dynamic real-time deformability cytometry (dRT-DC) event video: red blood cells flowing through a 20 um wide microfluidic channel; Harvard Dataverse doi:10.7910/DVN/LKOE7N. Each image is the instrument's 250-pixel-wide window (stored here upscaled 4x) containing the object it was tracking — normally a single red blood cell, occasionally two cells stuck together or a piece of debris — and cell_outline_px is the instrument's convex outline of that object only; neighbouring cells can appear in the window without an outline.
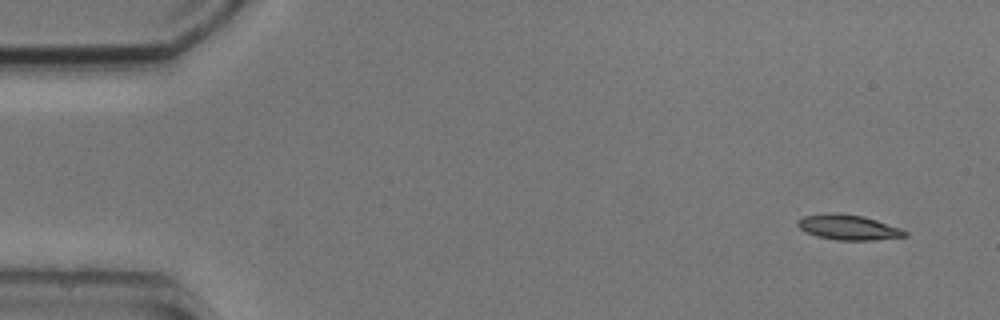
{"species": "common noctule bat (a hibernating species)", "species_latin": "Nyctalus noctula", "temperature_condition": "cold", "stored_images_in_passage": 5, "camera_frame_rate_fps": 3000, "um_per_image_px": 0.085, "animal": {"sex": "male", "body_mass_g": 20.5, "forearm_length_mm": 52.5}, "frame": {"image": 1, "passage_image": 1, "time_ms": 0.0, "image_size_px": [1000, 320], "cell_outline_px": [[908, 236], [872, 240], [836, 240], [816, 236], [804, 232], [796, 224], [796, 220], [804, 216], [828, 212], [840, 212], [864, 216], [900, 228], [908, 232]], "centroid_in_image_um": [72.06, 19.31], "position_along_channel_um": 12.9, "area_um2": 15.95}}
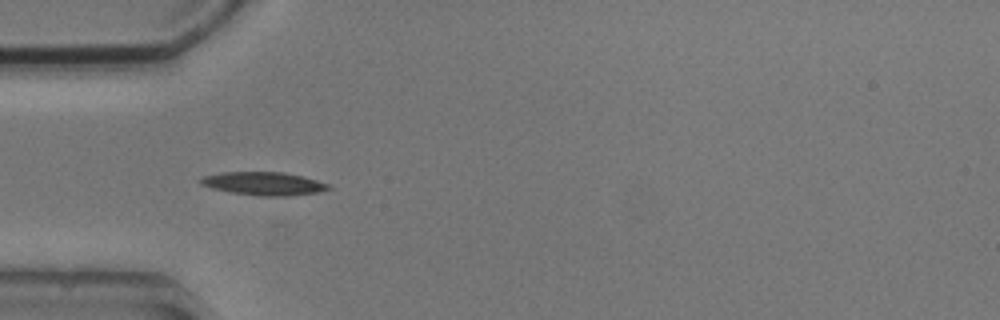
{"frame": {"image": 2, "passage_image": 4, "time_ms": 4.333, "image_size_px": [1000, 320], "cell_outline_px": [[332, 188], [316, 192], [288, 196], [260, 196], [232, 192], [212, 188], [200, 184], [200, 180], [204, 176], [224, 172], [284, 172], [304, 176], [332, 184]], "centroid_in_image_um": [22.48, 15.6], "position_along_channel_um": 62.5, "area_um2": 17.28}}